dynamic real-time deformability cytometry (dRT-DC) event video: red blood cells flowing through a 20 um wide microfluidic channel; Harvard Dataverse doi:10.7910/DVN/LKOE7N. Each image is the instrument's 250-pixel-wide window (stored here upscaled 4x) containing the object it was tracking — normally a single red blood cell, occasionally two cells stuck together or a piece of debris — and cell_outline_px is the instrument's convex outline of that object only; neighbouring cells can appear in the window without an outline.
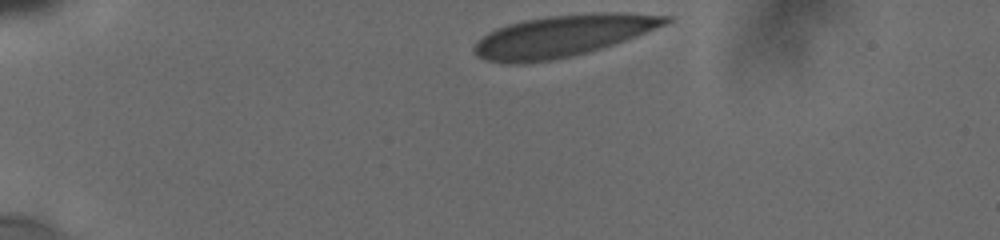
{"species": "human", "species_latin": "Homo sapiens", "temperature_condition": "cold", "stored_images_in_passage": 5, "camera_frame_rate_fps": 3000, "um_per_image_px": 0.085, "donor": {"sex": "male"}, "frame": {"image": 1, "passage_image": 1, "time_ms": 0.0, "image_size_px": [1000, 240], "cell_outline_px": [[672, 20], [664, 24], [636, 36], [588, 52], [572, 56], [552, 60], [524, 64], [508, 64], [488, 60], [476, 56], [472, 52], [472, 48], [488, 32], [496, 28], [508, 24], [524, 20], [548, 16], [592, 12], [624, 12], [672, 16]], "centroid_in_image_um": [47.8, 3.05], "position_along_channel_um": 37.2, "area_um2": 46.36}}
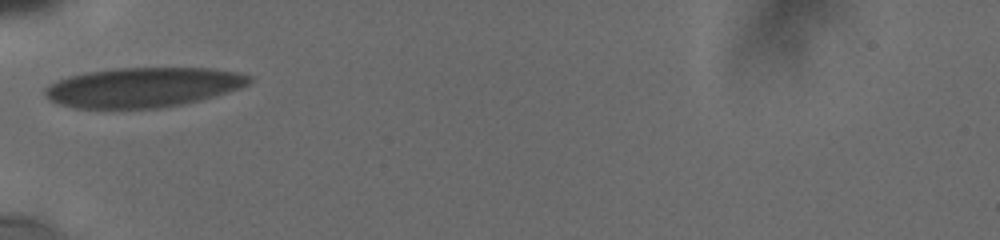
{"frame": {"image": 2, "passage_image": 5, "time_ms": 2.667, "image_size_px": [1000, 240], "cell_outline_px": [[252, 80], [248, 84], [240, 88], [200, 100], [184, 104], [160, 108], [76, 108], [60, 104], [44, 96], [44, 88], [56, 80], [68, 76], [88, 72], [112, 68], [212, 68], [240, 72], [252, 76]], "centroid_in_image_um": [12.17, 7.41], "position_along_channel_um": 72.8, "area_um2": 47.45}}